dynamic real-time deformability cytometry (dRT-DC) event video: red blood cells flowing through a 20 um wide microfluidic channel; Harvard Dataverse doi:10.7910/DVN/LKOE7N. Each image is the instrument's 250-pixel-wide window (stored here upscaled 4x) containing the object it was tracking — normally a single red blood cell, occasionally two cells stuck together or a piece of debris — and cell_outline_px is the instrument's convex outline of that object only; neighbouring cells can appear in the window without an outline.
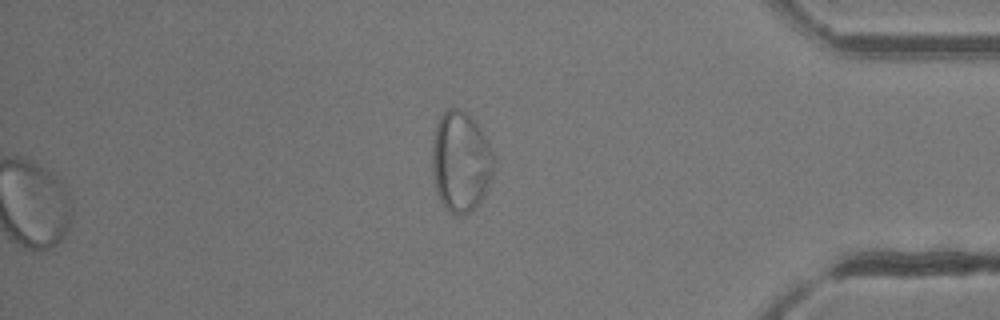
{"species": "common noctule bat (a hibernating species)", "species_latin": "Nyctalus noctula", "temperature_condition": "room temperature", "stored_images_in_passage": 49, "segment_of_instrument_passage": [2, 2], "camera_frame_rate_fps": 3000, "um_per_image_px": 0.085, "animal": {"sex": "female"}, "frame": {"image": 1, "passage_image": 49, "time_ms": 16.0, "image_size_px": [1000, 320], "cell_outline_px": [[492, 176], [488, 188], [480, 200], [468, 212], [456, 216], [440, 200], [432, 176], [432, 140], [436, 124], [440, 116], [448, 108], [456, 108], [464, 112], [480, 128], [492, 148]], "centroid_in_image_um": [39.13, 13.72], "position_along_channel_um": 396.1, "area_um2": 35.6}}